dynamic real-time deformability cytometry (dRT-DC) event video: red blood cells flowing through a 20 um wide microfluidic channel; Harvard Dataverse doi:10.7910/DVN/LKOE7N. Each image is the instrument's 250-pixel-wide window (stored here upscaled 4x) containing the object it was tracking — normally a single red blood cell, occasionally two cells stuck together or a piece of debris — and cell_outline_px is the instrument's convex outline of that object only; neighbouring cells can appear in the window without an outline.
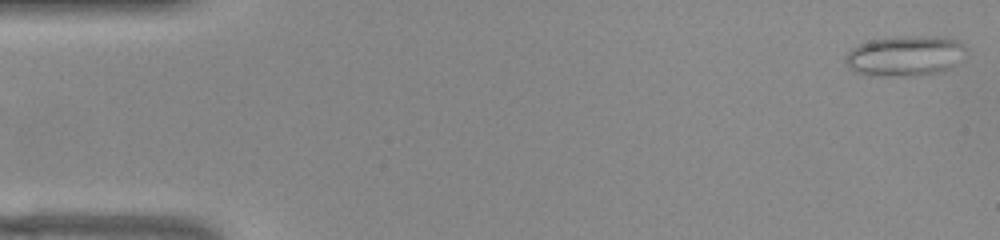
{"species": "common noctule bat (a hibernating species)", "species_latin": "Nyctalus noctula", "temperature_condition": "warm", "stored_images_in_passage": 8, "camera_frame_rate_fps": 3000, "um_per_image_px": 0.085, "animal": {"sex": "female", "body_mass_g": 22.0, "forearm_length_mm": 56.7}, "frame": {"image": 1, "passage_image": 1, "time_ms": 0.0, "image_size_px": [1000, 240], "cell_outline_px": [[968, 48], [956, 64], [944, 72], [916, 76], [868, 76], [856, 72], [848, 68], [844, 56], [852, 48], [860, 44], [872, 40], [896, 36], [944, 36], [960, 40]], "centroid_in_image_um": [76.97, 4.75], "position_along_channel_um": 8.0, "area_um2": 29.02}}